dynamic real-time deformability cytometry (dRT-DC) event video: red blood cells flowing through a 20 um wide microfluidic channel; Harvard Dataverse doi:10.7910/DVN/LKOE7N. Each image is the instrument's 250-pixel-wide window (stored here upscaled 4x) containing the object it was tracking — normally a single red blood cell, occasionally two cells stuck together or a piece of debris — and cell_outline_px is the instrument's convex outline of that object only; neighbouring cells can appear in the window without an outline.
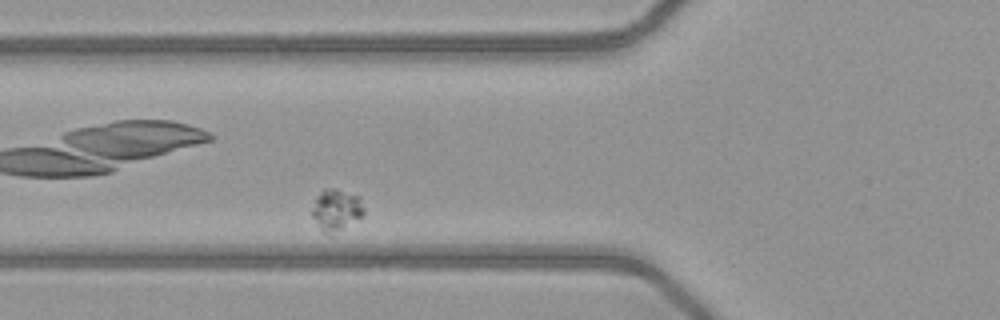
{"species": "common noctule bat (a hibernating species)", "species_latin": "Nyctalus noctula", "temperature_condition": "warm", "stored_images_in_passage": 46, "camera_frame_rate_fps": 3000, "um_per_image_px": 0.085, "animal": {"sex": "female", "body_mass_g": 21.9}, "frame": {"image": 1, "passage_image": 21, "time_ms": 6.667, "image_size_px": [1000, 320], "cell_outline_px": [[364, 212], [360, 216], [328, 236], [320, 232], [312, 216], [312, 212], [316, 200], [320, 192], [324, 188], [336, 188], [360, 196], [364, 208]], "centroid_in_image_um": [28.56, 17.83], "position_along_channel_um": 97.2, "area_um2": 12.37}}
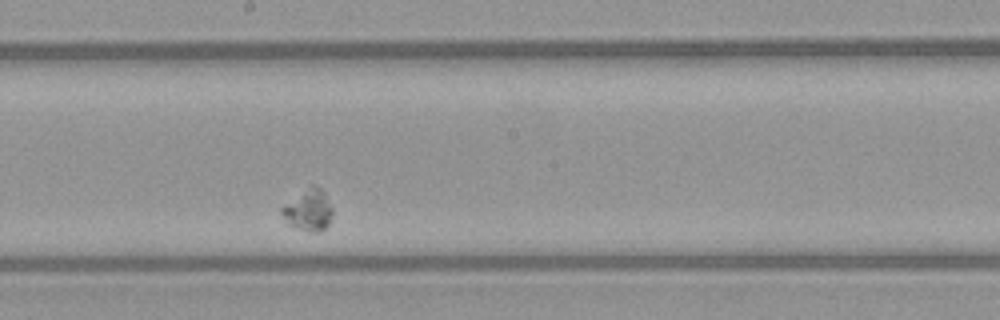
{"frame": {"image": 2, "passage_image": 32, "time_ms": 10.333, "image_size_px": [1000, 320], "cell_outline_px": [[332, 216], [328, 224], [320, 232], [308, 232], [288, 224], [280, 212], [280, 208], [284, 204], [308, 184], [312, 184], [320, 188], [324, 192], [332, 208]], "centroid_in_image_um": [26.19, 17.83], "position_along_channel_um": 222.0, "area_um2": 12.48}}
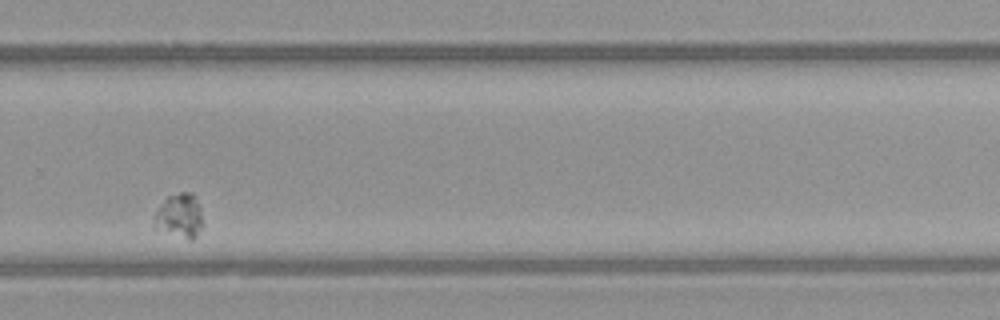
{"frame": {"image": 3, "passage_image": 40, "time_ms": 13.0, "image_size_px": [1000, 320], "cell_outline_px": [[204, 224], [196, 236], [192, 240], [188, 240], [156, 228], [156, 212], [168, 196], [180, 192], [192, 192], [200, 208]], "centroid_in_image_um": [15.33, 18.35], "position_along_channel_um": 314.5, "area_um2": 12.25}}